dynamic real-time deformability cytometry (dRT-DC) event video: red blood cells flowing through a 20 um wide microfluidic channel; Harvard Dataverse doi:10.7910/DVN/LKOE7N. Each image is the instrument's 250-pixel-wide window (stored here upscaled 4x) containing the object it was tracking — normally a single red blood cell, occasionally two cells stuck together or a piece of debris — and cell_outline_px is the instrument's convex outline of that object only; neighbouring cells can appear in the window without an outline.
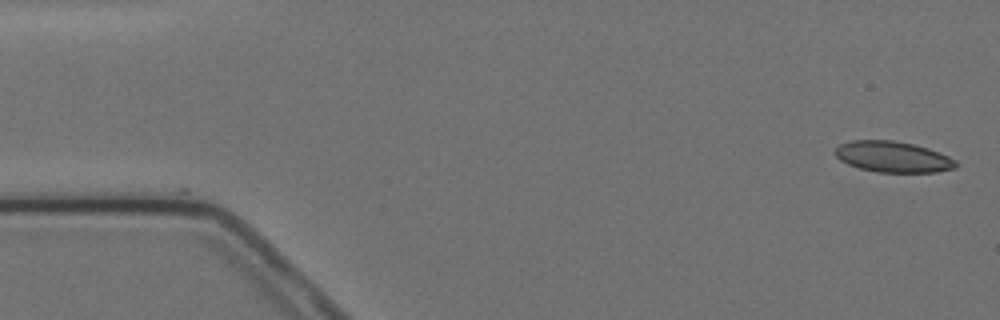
{"species": "Egyptian fruit bat (a non-hibernating species)", "species_latin": "Rousettus aegyptiacus", "temperature_condition": "cold", "stored_images_in_passage": 5, "camera_frame_rate_fps": 3000, "um_per_image_px": 0.085, "animal": {"sex": "female"}, "frame": {"image": 1, "passage_image": 1, "time_ms": 0.0, "image_size_px": [1000, 320], "cell_outline_px": [[960, 164], [956, 168], [936, 172], [876, 172], [860, 168], [848, 164], [840, 160], [832, 152], [840, 144], [848, 140], [896, 140], [928, 148], [948, 156], [956, 160]], "centroid_in_image_um": [75.89, 13.32], "position_along_channel_um": 9.1, "area_um2": 21.96}}